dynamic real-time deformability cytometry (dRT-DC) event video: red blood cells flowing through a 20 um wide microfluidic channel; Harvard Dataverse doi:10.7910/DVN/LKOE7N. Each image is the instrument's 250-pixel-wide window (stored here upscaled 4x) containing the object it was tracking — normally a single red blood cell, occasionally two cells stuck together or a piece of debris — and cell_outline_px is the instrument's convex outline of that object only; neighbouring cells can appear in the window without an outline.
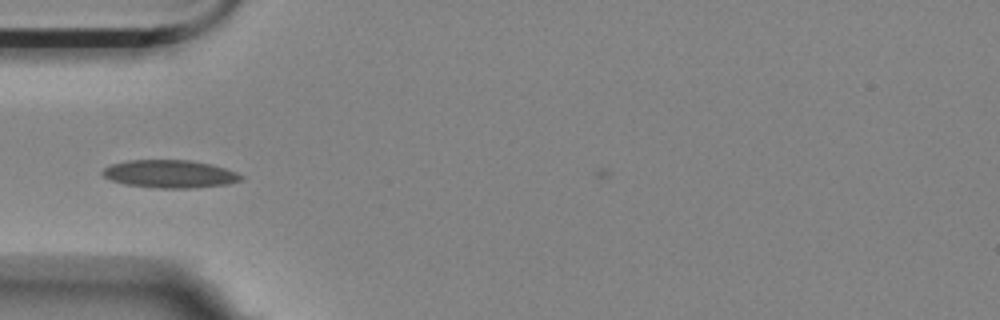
{"species": "Egyptian fruit bat (a non-hibernating species)", "species_latin": "Rousettus aegyptiacus", "temperature_condition": "room temperature", "stored_images_in_passage": 4, "camera_frame_rate_fps": 3000, "um_per_image_px": 0.085, "animal": {"sex": "female"}, "frame": {"image": 1, "passage_image": 1, "time_ms": 0.0, "image_size_px": [1000, 320], "cell_outline_px": [[244, 180], [228, 184], [192, 188], [160, 188], [124, 184], [112, 180], [104, 176], [100, 172], [104, 168], [112, 164], [128, 160], [188, 160], [208, 164], [224, 168], [236, 172], [244, 176]], "centroid_in_image_um": [14.45, 14.79], "position_along_channel_um": 70.6, "area_um2": 22.37}}